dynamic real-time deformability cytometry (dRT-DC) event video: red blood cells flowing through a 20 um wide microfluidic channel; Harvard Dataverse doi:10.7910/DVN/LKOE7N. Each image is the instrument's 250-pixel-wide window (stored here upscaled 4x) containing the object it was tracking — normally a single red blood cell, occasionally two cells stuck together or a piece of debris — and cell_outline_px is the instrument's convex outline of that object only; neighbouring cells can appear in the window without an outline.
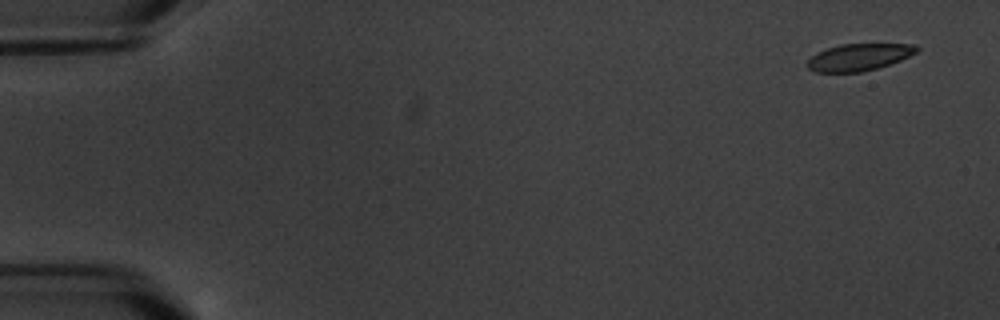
{"species": "common noctule bat (a hibernating species)", "species_latin": "Nyctalus noctula", "temperature_condition": "warm", "stored_images_in_passage": 10, "camera_frame_rate_fps": 3000, "um_per_image_px": 0.085, "animal": {"sex": "male", "body_mass_g": 20.1, "forearm_length_mm": 53.5}, "frame": {"image": 1, "passage_image": 1, "time_ms": 0.0, "image_size_px": [1000, 320], "cell_outline_px": [[920, 48], [916, 52], [900, 60], [876, 68], [860, 72], [816, 72], [808, 68], [808, 60], [816, 52], [840, 44], [912, 44]], "centroid_in_image_um": [72.99, 4.85], "position_along_channel_um": 12.0, "area_um2": 16.94}}
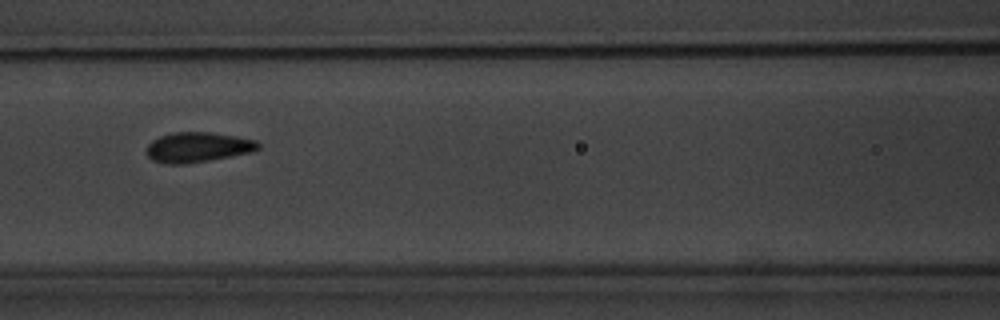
{"frame": {"image": 2, "passage_image": 8, "time_ms": 8.0, "image_size_px": [1000, 320], "cell_outline_px": [[260, 148], [252, 152], [232, 156], [184, 164], [164, 164], [152, 160], [148, 156], [148, 144], [152, 140], [160, 136], [172, 132], [212, 132], [236, 136], [256, 140], [260, 144]], "centroid_in_image_um": [16.82, 12.51], "position_along_channel_um": 149.8, "area_um2": 19.59}}
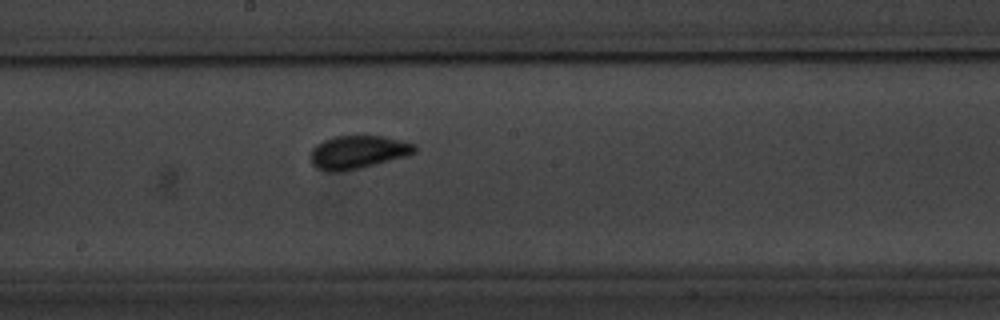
{"frame": {"image": 3, "passage_image": 10, "time_ms": 10.0, "image_size_px": [1000, 320], "cell_outline_px": [[416, 152], [408, 156], [360, 168], [340, 172], [324, 172], [316, 168], [312, 164], [308, 156], [312, 148], [316, 144], [332, 136], [384, 136], [416, 144]], "centroid_in_image_um": [30.38, 12.94], "position_along_channel_um": 217.8, "area_um2": 20.52}}